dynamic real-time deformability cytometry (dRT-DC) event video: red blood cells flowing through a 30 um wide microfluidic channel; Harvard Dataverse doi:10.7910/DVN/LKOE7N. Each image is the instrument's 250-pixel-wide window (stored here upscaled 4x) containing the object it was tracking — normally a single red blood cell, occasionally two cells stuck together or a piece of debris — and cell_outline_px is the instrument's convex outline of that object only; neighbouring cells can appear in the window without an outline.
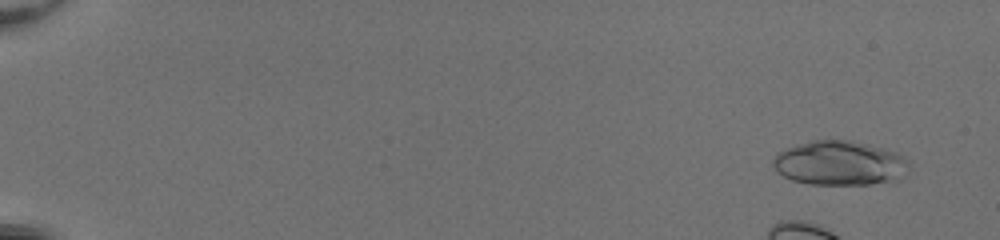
{"species": "common noctule bat (a hibernating species)", "species_latin": "Nyctalus noctula", "temperature_condition": "room temperature", "stored_images_in_passage": 47, "camera_frame_rate_fps": 3000, "um_per_image_px": 0.085, "animal": {"sex": "female", "body_mass_g": 20.0, "forearm_length_mm": 54.0}, "frame": {"image": 1, "passage_image": 4, "time_ms": 1.0, "image_size_px": [1000, 240], "cell_outline_px": [[912, 164], [908, 176], [900, 180], [872, 184], [808, 184], [792, 180], [776, 172], [772, 164], [772, 160], [776, 152], [812, 140], [852, 140], [868, 144], [896, 152], [904, 156]], "centroid_in_image_um": [71.44, 13.88], "position_along_channel_um": 13.6, "area_um2": 35.89}}